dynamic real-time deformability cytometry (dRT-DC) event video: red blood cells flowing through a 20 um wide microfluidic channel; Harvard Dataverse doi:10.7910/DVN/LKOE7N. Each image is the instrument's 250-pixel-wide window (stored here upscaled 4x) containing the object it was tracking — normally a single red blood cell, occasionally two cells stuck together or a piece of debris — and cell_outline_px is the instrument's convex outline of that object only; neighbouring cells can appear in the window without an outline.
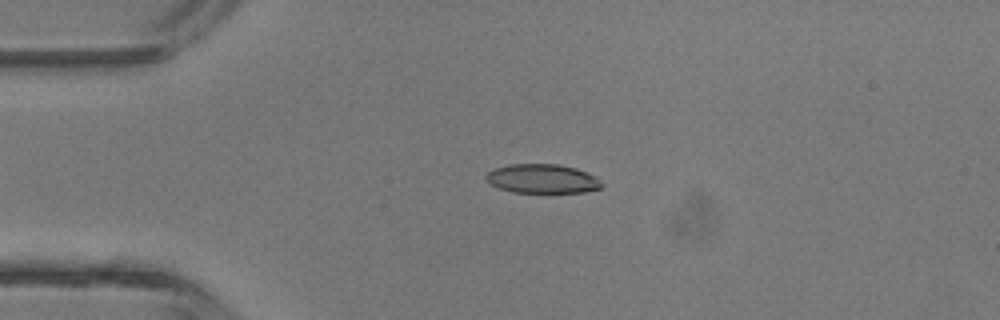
{"species": "common noctule bat (a hibernating species)", "species_latin": "Nyctalus noctula", "temperature_condition": "room temperature", "stored_images_in_passage": 2, "camera_frame_rate_fps": 3000, "um_per_image_px": 0.085, "animal": {"sex": "male", "body_mass_g": 13.3}, "frame": {"image": 1, "passage_image": 1, "time_ms": 0.0, "image_size_px": [1000, 320], "cell_outline_px": [[604, 188], [584, 192], [512, 192], [500, 188], [492, 184], [484, 176], [488, 172], [496, 168], [512, 164], [556, 164], [576, 168], [592, 176], [604, 184]], "centroid_in_image_um": [46.11, 15.2], "position_along_channel_um": 38.9, "area_um2": 19.31}}